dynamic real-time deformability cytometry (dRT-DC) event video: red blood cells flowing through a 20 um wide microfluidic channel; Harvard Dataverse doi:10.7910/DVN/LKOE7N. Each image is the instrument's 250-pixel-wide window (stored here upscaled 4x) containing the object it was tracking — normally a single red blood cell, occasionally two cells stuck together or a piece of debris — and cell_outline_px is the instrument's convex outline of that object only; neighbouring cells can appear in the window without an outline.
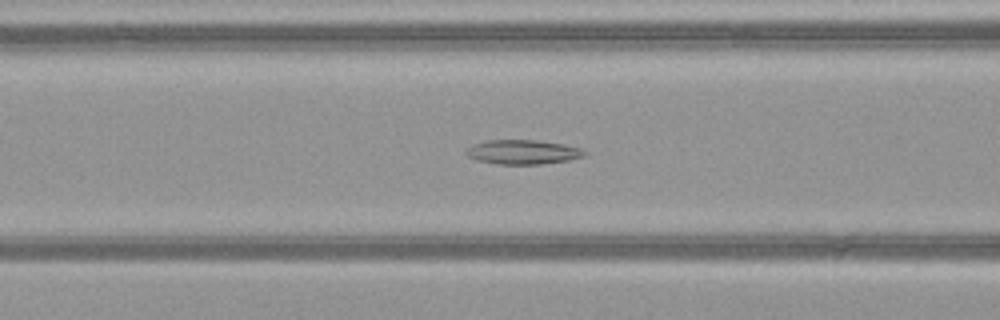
{"species": "common noctule bat (a hibernating species)", "species_latin": "Nyctalus noctula", "temperature_condition": "warm", "stored_images_in_passage": 42, "camera_frame_rate_fps": 3000, "um_per_image_px": 0.085, "animal": {"sex": "female", "body_mass_g": 21.9}, "frame": {"image": 1, "passage_image": 12, "time_ms": 3.667, "image_size_px": [1000, 320], "cell_outline_px": [[588, 152], [584, 156], [568, 160], [540, 164], [496, 164], [476, 160], [468, 156], [464, 152], [472, 144], [484, 140], [536, 140], [564, 144], [580, 148]], "centroid_in_image_um": [44.41, 12.92], "position_along_channel_um": 122.2, "area_um2": 16.88}}
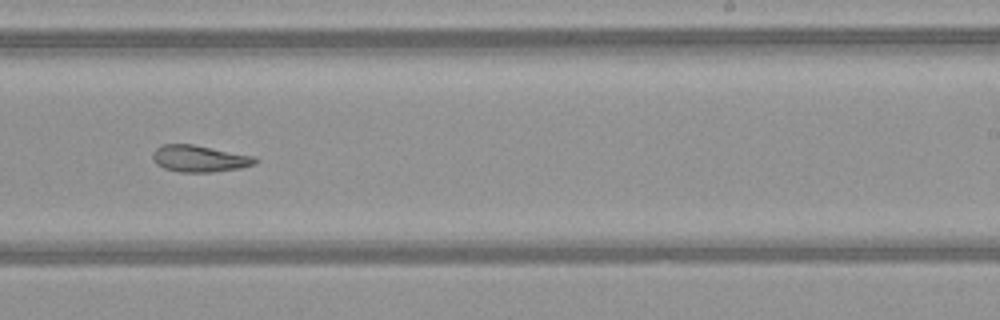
{"frame": {"image": 2, "passage_image": 23, "time_ms": 7.333, "image_size_px": [1000, 320], "cell_outline_px": [[260, 160], [256, 164], [240, 168], [212, 172], [180, 172], [164, 168], [156, 164], [152, 160], [152, 152], [156, 148], [164, 144], [192, 144], [256, 156]], "centroid_in_image_um": [16.98, 13.48], "position_along_channel_um": 272.0, "area_um2": 16.13}}
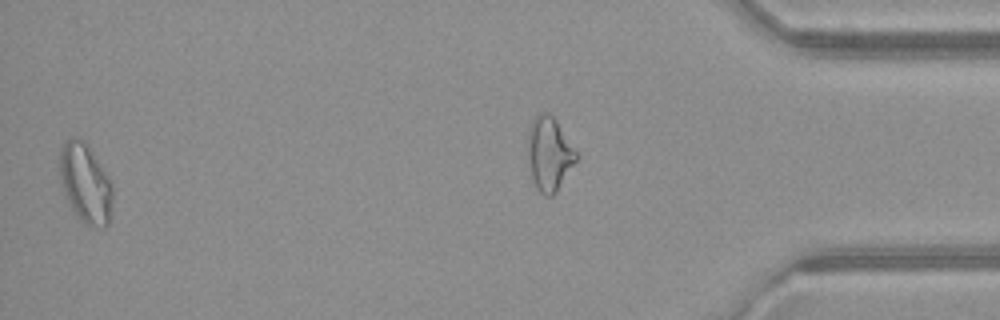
{"frame": {"image": 3, "passage_image": 41, "time_ms": 13.333, "image_size_px": [1000, 320], "cell_outline_px": [[112, 204], [108, 224], [104, 228], [92, 228], [80, 220], [72, 208], [60, 184], [60, 148], [72, 136], [84, 140], [88, 144], [108, 176], [112, 184]], "centroid_in_image_um": [7.27, 15.59], "position_along_channel_um": 427.9, "area_um2": 24.57}}